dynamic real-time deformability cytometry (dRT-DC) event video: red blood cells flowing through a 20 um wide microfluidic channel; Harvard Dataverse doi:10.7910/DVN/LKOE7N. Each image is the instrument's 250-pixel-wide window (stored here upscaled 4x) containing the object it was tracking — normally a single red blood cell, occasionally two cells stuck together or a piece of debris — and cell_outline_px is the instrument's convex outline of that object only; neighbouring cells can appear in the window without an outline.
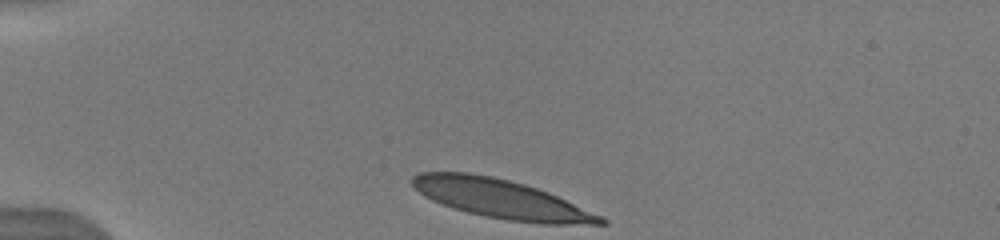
{"species": "human", "species_latin": "Homo sapiens", "temperature_condition": "warm", "stored_images_in_passage": 8, "camera_frame_rate_fps": 3000, "um_per_image_px": 0.085, "donor": {"sex": "male"}, "frame": {"image": 1, "passage_image": 1, "time_ms": 0.0, "image_size_px": [1000, 240], "cell_outline_px": [[608, 224], [540, 224], [508, 220], [484, 216], [452, 208], [432, 200], [424, 196], [408, 180], [412, 176], [420, 172], [468, 172], [492, 176], [524, 184], [548, 192], [600, 216], [608, 220]], "centroid_in_image_um": [42.55, 16.9], "position_along_channel_um": 42.4, "area_um2": 42.37}}